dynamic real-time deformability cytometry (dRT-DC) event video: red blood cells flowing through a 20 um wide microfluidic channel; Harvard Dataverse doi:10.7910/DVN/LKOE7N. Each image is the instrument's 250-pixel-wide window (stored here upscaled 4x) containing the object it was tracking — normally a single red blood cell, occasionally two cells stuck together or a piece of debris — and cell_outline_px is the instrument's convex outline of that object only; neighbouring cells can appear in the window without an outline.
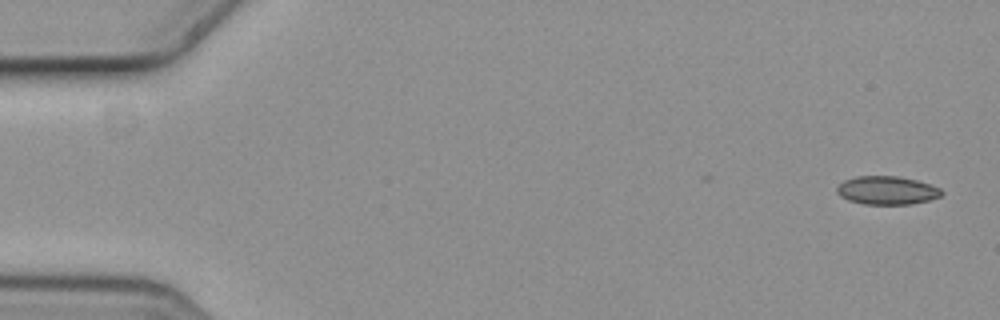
{"species": "common noctule bat (a hibernating species)", "species_latin": "Nyctalus noctula", "temperature_condition": "cold", "stored_images_in_passage": 7, "camera_frame_rate_fps": 3000, "um_per_image_px": 0.085, "animal": {"sex": "female", "body_mass_g": 19.3, "forearm_length_mm": 54.1}, "frame": {"image": 1, "passage_image": 1, "time_ms": 0.0, "image_size_px": [1000, 320], "cell_outline_px": [[944, 192], [940, 196], [928, 200], [908, 204], [864, 204], [848, 200], [840, 196], [836, 192], [836, 188], [844, 180], [856, 176], [900, 176], [916, 180], [940, 188]], "centroid_in_image_um": [75.36, 16.17], "position_along_channel_um": 9.6, "area_um2": 17.22}}
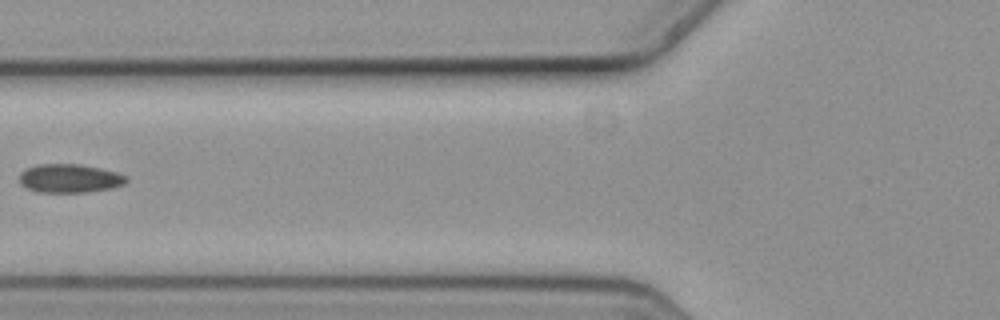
{"frame": {"image": 2, "passage_image": 6, "time_ms": 1.667, "image_size_px": [1000, 320], "cell_outline_px": [[128, 180], [124, 184], [112, 188], [88, 192], [36, 192], [20, 184], [20, 172], [36, 164], [80, 164], [100, 168], [116, 172], [128, 176]], "centroid_in_image_um": [5.93, 15.16], "position_along_channel_um": 119.9, "area_um2": 17.92}}
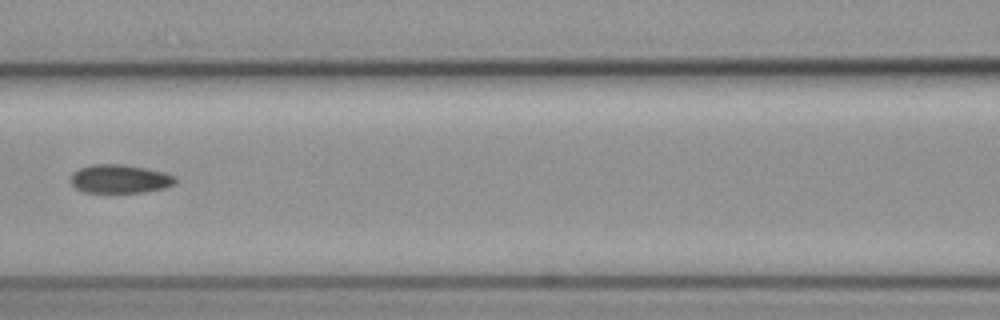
{"frame": {"image": 3, "passage_image": 7, "time_ms": 2.0, "image_size_px": [1000, 320], "cell_outline_px": [[176, 184], [168, 188], [144, 192], [112, 196], [108, 196], [84, 192], [76, 188], [72, 184], [72, 172], [80, 168], [92, 164], [124, 164], [164, 172], [176, 176]], "centroid_in_image_um": [10.2, 15.27], "position_along_channel_um": 156.4, "area_um2": 18.44}}